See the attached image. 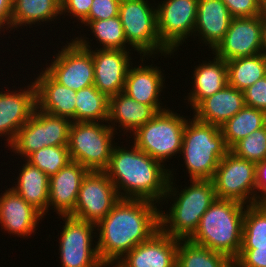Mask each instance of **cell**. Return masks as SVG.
Returning <instances> with one entry per match:
<instances>
[{"label":"cell","instance_id":"cell-1","mask_svg":"<svg viewBox=\"0 0 266 267\" xmlns=\"http://www.w3.org/2000/svg\"><path fill=\"white\" fill-rule=\"evenodd\" d=\"M160 206L144 199H120L96 224L101 262H118L135 246L160 230Z\"/></svg>","mask_w":266,"mask_h":267},{"label":"cell","instance_id":"cell-2","mask_svg":"<svg viewBox=\"0 0 266 267\" xmlns=\"http://www.w3.org/2000/svg\"><path fill=\"white\" fill-rule=\"evenodd\" d=\"M116 142L104 170L121 199H144L161 204L170 180V167L132 146Z\"/></svg>","mask_w":266,"mask_h":267},{"label":"cell","instance_id":"cell-3","mask_svg":"<svg viewBox=\"0 0 266 267\" xmlns=\"http://www.w3.org/2000/svg\"><path fill=\"white\" fill-rule=\"evenodd\" d=\"M174 172L172 167L167 192L160 204V230L172 238L189 239L196 232L202 215L217 196L212 180H189V186H181L180 190L176 185L177 176L175 177ZM168 201L173 203L169 204ZM164 203L171 206L167 211L162 210Z\"/></svg>","mask_w":266,"mask_h":267},{"label":"cell","instance_id":"cell-4","mask_svg":"<svg viewBox=\"0 0 266 267\" xmlns=\"http://www.w3.org/2000/svg\"><path fill=\"white\" fill-rule=\"evenodd\" d=\"M246 206L234 200L216 199L202 215L189 240L234 261L242 246Z\"/></svg>","mask_w":266,"mask_h":267},{"label":"cell","instance_id":"cell-5","mask_svg":"<svg viewBox=\"0 0 266 267\" xmlns=\"http://www.w3.org/2000/svg\"><path fill=\"white\" fill-rule=\"evenodd\" d=\"M192 117L186 121L180 156L189 180H212L229 149L219 126Z\"/></svg>","mask_w":266,"mask_h":267},{"label":"cell","instance_id":"cell-6","mask_svg":"<svg viewBox=\"0 0 266 267\" xmlns=\"http://www.w3.org/2000/svg\"><path fill=\"white\" fill-rule=\"evenodd\" d=\"M172 109L158 112L128 137L132 138L131 140L126 139L128 144L133 140L132 143L137 148L166 166L174 156V158L178 155L180 157L184 128L188 120L187 116L178 114Z\"/></svg>","mask_w":266,"mask_h":267},{"label":"cell","instance_id":"cell-7","mask_svg":"<svg viewBox=\"0 0 266 267\" xmlns=\"http://www.w3.org/2000/svg\"><path fill=\"white\" fill-rule=\"evenodd\" d=\"M148 0H121L119 18L127 44L140 56H164L172 58L171 52L161 41L157 30V4ZM160 55H159V54ZM170 55V56H169ZM167 56V57H166Z\"/></svg>","mask_w":266,"mask_h":267},{"label":"cell","instance_id":"cell-8","mask_svg":"<svg viewBox=\"0 0 266 267\" xmlns=\"http://www.w3.org/2000/svg\"><path fill=\"white\" fill-rule=\"evenodd\" d=\"M115 134L107 122H72L68 141L71 161L89 171H104L116 144Z\"/></svg>","mask_w":266,"mask_h":267},{"label":"cell","instance_id":"cell-9","mask_svg":"<svg viewBox=\"0 0 266 267\" xmlns=\"http://www.w3.org/2000/svg\"><path fill=\"white\" fill-rule=\"evenodd\" d=\"M71 123L68 118L36 108L29 120L18 130L8 149L23 160L45 146H68Z\"/></svg>","mask_w":266,"mask_h":267},{"label":"cell","instance_id":"cell-10","mask_svg":"<svg viewBox=\"0 0 266 267\" xmlns=\"http://www.w3.org/2000/svg\"><path fill=\"white\" fill-rule=\"evenodd\" d=\"M57 218L64 221L58 237L60 266L102 267L97 249L96 224L70 215H59Z\"/></svg>","mask_w":266,"mask_h":267},{"label":"cell","instance_id":"cell-11","mask_svg":"<svg viewBox=\"0 0 266 267\" xmlns=\"http://www.w3.org/2000/svg\"><path fill=\"white\" fill-rule=\"evenodd\" d=\"M217 199L256 204V164L228 152L212 178Z\"/></svg>","mask_w":266,"mask_h":267},{"label":"cell","instance_id":"cell-12","mask_svg":"<svg viewBox=\"0 0 266 267\" xmlns=\"http://www.w3.org/2000/svg\"><path fill=\"white\" fill-rule=\"evenodd\" d=\"M67 43V44H66ZM53 59L42 67L56 82L78 91L94 85L92 53L80 46L73 38L66 41Z\"/></svg>","mask_w":266,"mask_h":267},{"label":"cell","instance_id":"cell-13","mask_svg":"<svg viewBox=\"0 0 266 267\" xmlns=\"http://www.w3.org/2000/svg\"><path fill=\"white\" fill-rule=\"evenodd\" d=\"M88 39L80 34L74 37L80 46L92 53L94 86L108 98L123 92L128 70L134 64L131 57L134 50L95 49Z\"/></svg>","mask_w":266,"mask_h":267},{"label":"cell","instance_id":"cell-14","mask_svg":"<svg viewBox=\"0 0 266 267\" xmlns=\"http://www.w3.org/2000/svg\"><path fill=\"white\" fill-rule=\"evenodd\" d=\"M199 0L158 1L157 30L160 41L177 52L189 37H193Z\"/></svg>","mask_w":266,"mask_h":267},{"label":"cell","instance_id":"cell-15","mask_svg":"<svg viewBox=\"0 0 266 267\" xmlns=\"http://www.w3.org/2000/svg\"><path fill=\"white\" fill-rule=\"evenodd\" d=\"M120 199L104 171H89L82 180L75 209L70 216L97 224Z\"/></svg>","mask_w":266,"mask_h":267},{"label":"cell","instance_id":"cell-16","mask_svg":"<svg viewBox=\"0 0 266 267\" xmlns=\"http://www.w3.org/2000/svg\"><path fill=\"white\" fill-rule=\"evenodd\" d=\"M263 36L260 15L232 18L223 39L212 54L228 61L262 53Z\"/></svg>","mask_w":266,"mask_h":267},{"label":"cell","instance_id":"cell-17","mask_svg":"<svg viewBox=\"0 0 266 267\" xmlns=\"http://www.w3.org/2000/svg\"><path fill=\"white\" fill-rule=\"evenodd\" d=\"M24 88V89H23ZM0 90V137H5V148L14 141L18 130L29 120L37 108L34 81L15 89Z\"/></svg>","mask_w":266,"mask_h":267},{"label":"cell","instance_id":"cell-18","mask_svg":"<svg viewBox=\"0 0 266 267\" xmlns=\"http://www.w3.org/2000/svg\"><path fill=\"white\" fill-rule=\"evenodd\" d=\"M139 58L140 64L138 66L132 64L128 70L123 92L139 103L150 105L157 113L168 109L169 107L163 105L161 101V93L166 88V78L163 73L165 70L163 68L161 70L154 64L148 65L150 63H147L146 65L145 59H156L155 56H140Z\"/></svg>","mask_w":266,"mask_h":267},{"label":"cell","instance_id":"cell-19","mask_svg":"<svg viewBox=\"0 0 266 267\" xmlns=\"http://www.w3.org/2000/svg\"><path fill=\"white\" fill-rule=\"evenodd\" d=\"M0 194L1 229L9 235L25 239L35 234L44 215L10 187Z\"/></svg>","mask_w":266,"mask_h":267},{"label":"cell","instance_id":"cell-20","mask_svg":"<svg viewBox=\"0 0 266 267\" xmlns=\"http://www.w3.org/2000/svg\"><path fill=\"white\" fill-rule=\"evenodd\" d=\"M178 239L157 231L118 262L123 267H176Z\"/></svg>","mask_w":266,"mask_h":267},{"label":"cell","instance_id":"cell-21","mask_svg":"<svg viewBox=\"0 0 266 267\" xmlns=\"http://www.w3.org/2000/svg\"><path fill=\"white\" fill-rule=\"evenodd\" d=\"M88 172L80 163L70 161L50 176L48 212L52 209L58 216L70 215L75 209L82 180Z\"/></svg>","mask_w":266,"mask_h":267},{"label":"cell","instance_id":"cell-22","mask_svg":"<svg viewBox=\"0 0 266 267\" xmlns=\"http://www.w3.org/2000/svg\"><path fill=\"white\" fill-rule=\"evenodd\" d=\"M39 73L33 78L37 109L75 122L76 91L56 82L44 69Z\"/></svg>","mask_w":266,"mask_h":267},{"label":"cell","instance_id":"cell-23","mask_svg":"<svg viewBox=\"0 0 266 267\" xmlns=\"http://www.w3.org/2000/svg\"><path fill=\"white\" fill-rule=\"evenodd\" d=\"M222 0H199L193 37L212 51L223 39L232 20ZM201 41V42H200Z\"/></svg>","mask_w":266,"mask_h":267},{"label":"cell","instance_id":"cell-24","mask_svg":"<svg viewBox=\"0 0 266 267\" xmlns=\"http://www.w3.org/2000/svg\"><path fill=\"white\" fill-rule=\"evenodd\" d=\"M213 59H205L202 63L198 61L191 75L192 89L184 98V103L189 104L190 111L193 110L203 99L220 91L228 85V70L225 60L212 55ZM188 100V101H187Z\"/></svg>","mask_w":266,"mask_h":267},{"label":"cell","instance_id":"cell-25","mask_svg":"<svg viewBox=\"0 0 266 267\" xmlns=\"http://www.w3.org/2000/svg\"><path fill=\"white\" fill-rule=\"evenodd\" d=\"M156 114L157 112L150 105L139 103L124 92H120L109 98L107 123L115 133L118 134L123 131L124 133L122 132L121 136L127 133L126 137H128L129 134L131 136L132 133L150 121ZM117 127L119 132L116 131Z\"/></svg>","mask_w":266,"mask_h":267},{"label":"cell","instance_id":"cell-26","mask_svg":"<svg viewBox=\"0 0 266 267\" xmlns=\"http://www.w3.org/2000/svg\"><path fill=\"white\" fill-rule=\"evenodd\" d=\"M244 106V91L228 84L220 91L203 99L193 109L192 116L201 122L220 127Z\"/></svg>","mask_w":266,"mask_h":267},{"label":"cell","instance_id":"cell-27","mask_svg":"<svg viewBox=\"0 0 266 267\" xmlns=\"http://www.w3.org/2000/svg\"><path fill=\"white\" fill-rule=\"evenodd\" d=\"M20 162L21 167H19L18 171L20 173L15 177L17 181L13 182L14 185L10 188L40 211L46 218L49 202V177L25 159L23 164L22 161Z\"/></svg>","mask_w":266,"mask_h":267},{"label":"cell","instance_id":"cell-28","mask_svg":"<svg viewBox=\"0 0 266 267\" xmlns=\"http://www.w3.org/2000/svg\"><path fill=\"white\" fill-rule=\"evenodd\" d=\"M60 16H62L61 0H13L12 30L24 26L26 29L28 26L31 29L33 25L36 27L44 23L50 25L60 20Z\"/></svg>","mask_w":266,"mask_h":267},{"label":"cell","instance_id":"cell-29","mask_svg":"<svg viewBox=\"0 0 266 267\" xmlns=\"http://www.w3.org/2000/svg\"><path fill=\"white\" fill-rule=\"evenodd\" d=\"M266 125V112L244 106L236 115L220 126L224 141L230 150L238 141Z\"/></svg>","mask_w":266,"mask_h":267},{"label":"cell","instance_id":"cell-30","mask_svg":"<svg viewBox=\"0 0 266 267\" xmlns=\"http://www.w3.org/2000/svg\"><path fill=\"white\" fill-rule=\"evenodd\" d=\"M228 84L244 91L266 76V56L262 53L226 61Z\"/></svg>","mask_w":266,"mask_h":267},{"label":"cell","instance_id":"cell-31","mask_svg":"<svg viewBox=\"0 0 266 267\" xmlns=\"http://www.w3.org/2000/svg\"><path fill=\"white\" fill-rule=\"evenodd\" d=\"M176 267H233V261L189 239H178Z\"/></svg>","mask_w":266,"mask_h":267},{"label":"cell","instance_id":"cell-32","mask_svg":"<svg viewBox=\"0 0 266 267\" xmlns=\"http://www.w3.org/2000/svg\"><path fill=\"white\" fill-rule=\"evenodd\" d=\"M75 122H107L109 98L94 85L76 91Z\"/></svg>","mask_w":266,"mask_h":267},{"label":"cell","instance_id":"cell-33","mask_svg":"<svg viewBox=\"0 0 266 267\" xmlns=\"http://www.w3.org/2000/svg\"><path fill=\"white\" fill-rule=\"evenodd\" d=\"M88 26L92 37L99 45L98 49L133 50L127 44L126 36L119 16L104 20H83L79 25Z\"/></svg>","mask_w":266,"mask_h":267},{"label":"cell","instance_id":"cell-34","mask_svg":"<svg viewBox=\"0 0 266 267\" xmlns=\"http://www.w3.org/2000/svg\"><path fill=\"white\" fill-rule=\"evenodd\" d=\"M25 160L48 177L56 174L71 161L68 146H45L34 151Z\"/></svg>","mask_w":266,"mask_h":267},{"label":"cell","instance_id":"cell-35","mask_svg":"<svg viewBox=\"0 0 266 267\" xmlns=\"http://www.w3.org/2000/svg\"><path fill=\"white\" fill-rule=\"evenodd\" d=\"M266 243V204L246 206L243 220L242 244Z\"/></svg>","mask_w":266,"mask_h":267},{"label":"cell","instance_id":"cell-36","mask_svg":"<svg viewBox=\"0 0 266 267\" xmlns=\"http://www.w3.org/2000/svg\"><path fill=\"white\" fill-rule=\"evenodd\" d=\"M229 151L255 164L266 160V125L238 141Z\"/></svg>","mask_w":266,"mask_h":267},{"label":"cell","instance_id":"cell-37","mask_svg":"<svg viewBox=\"0 0 266 267\" xmlns=\"http://www.w3.org/2000/svg\"><path fill=\"white\" fill-rule=\"evenodd\" d=\"M233 267H266V243L242 244Z\"/></svg>","mask_w":266,"mask_h":267},{"label":"cell","instance_id":"cell-38","mask_svg":"<svg viewBox=\"0 0 266 267\" xmlns=\"http://www.w3.org/2000/svg\"><path fill=\"white\" fill-rule=\"evenodd\" d=\"M233 18L255 17L262 13L261 0H222Z\"/></svg>","mask_w":266,"mask_h":267},{"label":"cell","instance_id":"cell-39","mask_svg":"<svg viewBox=\"0 0 266 267\" xmlns=\"http://www.w3.org/2000/svg\"><path fill=\"white\" fill-rule=\"evenodd\" d=\"M121 0H93L89 15L84 20H104L119 15Z\"/></svg>","mask_w":266,"mask_h":267},{"label":"cell","instance_id":"cell-40","mask_svg":"<svg viewBox=\"0 0 266 267\" xmlns=\"http://www.w3.org/2000/svg\"><path fill=\"white\" fill-rule=\"evenodd\" d=\"M245 105L266 112V76L244 90Z\"/></svg>","mask_w":266,"mask_h":267},{"label":"cell","instance_id":"cell-41","mask_svg":"<svg viewBox=\"0 0 266 267\" xmlns=\"http://www.w3.org/2000/svg\"><path fill=\"white\" fill-rule=\"evenodd\" d=\"M92 2L93 0H61V14L64 18L69 16L70 19H76L80 24L89 15Z\"/></svg>","mask_w":266,"mask_h":267},{"label":"cell","instance_id":"cell-42","mask_svg":"<svg viewBox=\"0 0 266 267\" xmlns=\"http://www.w3.org/2000/svg\"><path fill=\"white\" fill-rule=\"evenodd\" d=\"M256 204H266V160L256 164Z\"/></svg>","mask_w":266,"mask_h":267},{"label":"cell","instance_id":"cell-43","mask_svg":"<svg viewBox=\"0 0 266 267\" xmlns=\"http://www.w3.org/2000/svg\"><path fill=\"white\" fill-rule=\"evenodd\" d=\"M12 8L13 0H0V34L9 29L12 31Z\"/></svg>","mask_w":266,"mask_h":267},{"label":"cell","instance_id":"cell-44","mask_svg":"<svg viewBox=\"0 0 266 267\" xmlns=\"http://www.w3.org/2000/svg\"><path fill=\"white\" fill-rule=\"evenodd\" d=\"M260 17L262 22V36H263L262 54L266 56V11H262Z\"/></svg>","mask_w":266,"mask_h":267},{"label":"cell","instance_id":"cell-45","mask_svg":"<svg viewBox=\"0 0 266 267\" xmlns=\"http://www.w3.org/2000/svg\"><path fill=\"white\" fill-rule=\"evenodd\" d=\"M123 267L119 262H108V263H104L102 265V267Z\"/></svg>","mask_w":266,"mask_h":267},{"label":"cell","instance_id":"cell-46","mask_svg":"<svg viewBox=\"0 0 266 267\" xmlns=\"http://www.w3.org/2000/svg\"><path fill=\"white\" fill-rule=\"evenodd\" d=\"M262 11H266V0H261Z\"/></svg>","mask_w":266,"mask_h":267}]
</instances>
